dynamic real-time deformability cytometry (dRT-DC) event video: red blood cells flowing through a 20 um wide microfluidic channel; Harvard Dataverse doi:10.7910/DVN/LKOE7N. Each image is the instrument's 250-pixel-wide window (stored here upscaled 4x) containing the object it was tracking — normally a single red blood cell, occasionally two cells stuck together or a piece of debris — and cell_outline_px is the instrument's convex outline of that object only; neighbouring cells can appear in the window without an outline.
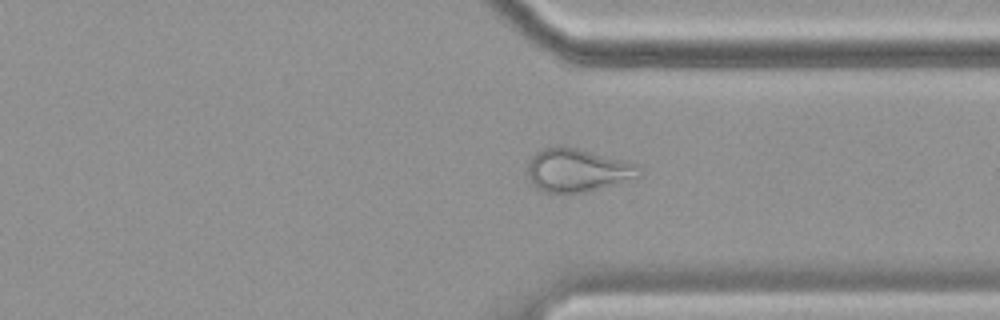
{"species": "common noctule bat (a hibernating species)", "species_latin": "Nyctalus noctula", "temperature_condition": "cold", "stored_images_in_passage": 57, "camera_frame_rate_fps": 3000, "um_per_image_px": 0.085, "animal": {"sex": "female", "body_mass_g": 19.9}, "frame": {"image": 1, "passage_image": 43, "time_ms": 14.0, "image_size_px": [1000, 320], "cell_outline_px": [[640, 176], [596, 188], [580, 192], [544, 192], [536, 188], [532, 184], [528, 176], [528, 160], [536, 152], [544, 148], [576, 148], [640, 164]], "centroid_in_image_um": [49.05, 14.46], "position_along_channel_um": 362.4, "area_um2": 27.28}}
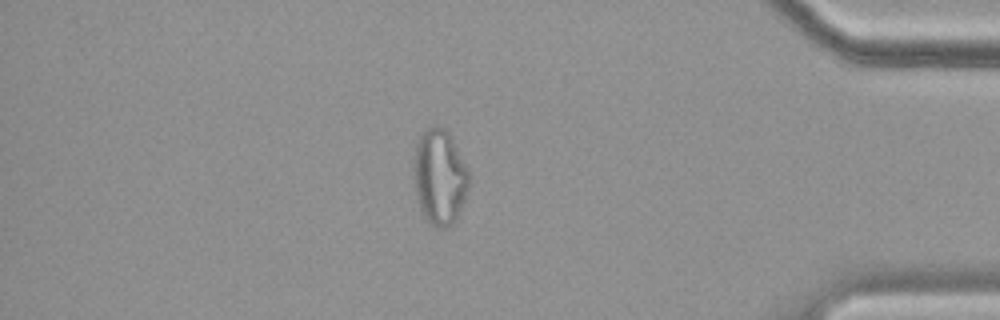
{"frame": {"image": 2, "passage_image": 49, "time_ms": 16.0, "image_size_px": [1000, 320], "cell_outline_px": [[468, 188], [464, 200], [452, 224], [448, 228], [436, 228], [424, 216], [420, 208], [412, 176], [412, 168], [416, 144], [424, 128], [428, 124], [436, 124], [444, 128], [448, 132], [468, 168]], "centroid_in_image_um": [37.33, 14.99], "position_along_channel_um": 397.9, "area_um2": 30.87}}